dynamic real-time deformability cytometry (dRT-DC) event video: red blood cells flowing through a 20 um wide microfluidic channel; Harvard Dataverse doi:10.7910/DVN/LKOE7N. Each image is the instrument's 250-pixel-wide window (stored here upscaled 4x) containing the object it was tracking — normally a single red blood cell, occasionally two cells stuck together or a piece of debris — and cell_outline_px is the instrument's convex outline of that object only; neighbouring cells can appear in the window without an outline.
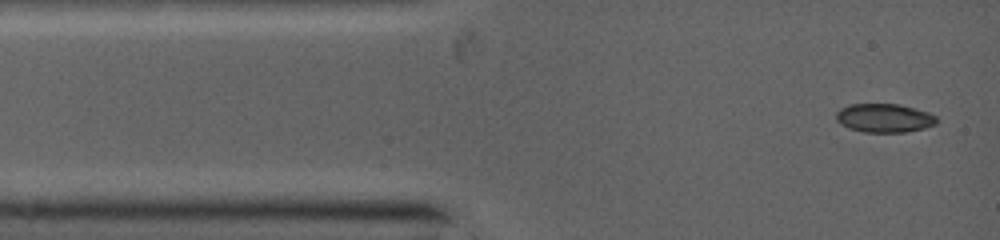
{"species": "common noctule bat (a hibernating species)", "species_latin": "Nyctalus noctula", "temperature_condition": "warm", "stored_images_in_passage": 11, "camera_frame_rate_fps": 5000, "um_per_image_px": 0.085, "animal": {"sex": "female", "body_mass_g": 19.0, "forearm_length_mm": 53.3}, "frame": {"image": 1, "passage_image": 1, "time_ms": 0.0, "image_size_px": [1000, 240], "cell_outline_px": [[936, 124], [924, 128], [904, 132], [864, 132], [852, 128], [836, 120], [836, 112], [840, 108], [848, 104], [900, 104], [928, 112], [936, 116]], "centroid_in_image_um": [75.17, 10.02], "position_along_channel_um": 9.8, "area_um2": 16.65}}
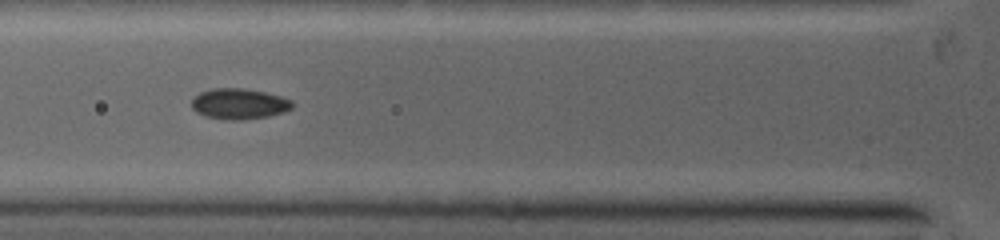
{"frame": {"image": 2, "passage_image": 7, "time_ms": 3.2, "image_size_px": [1000, 240], "cell_outline_px": [[292, 108], [284, 112], [268, 116], [208, 116], [196, 112], [192, 108], [192, 100], [200, 92], [216, 88], [240, 88], [264, 92], [280, 96], [292, 100]], "centroid_in_image_um": [20.35, 8.75], "position_along_channel_um": 105.5, "area_um2": 16.7}}
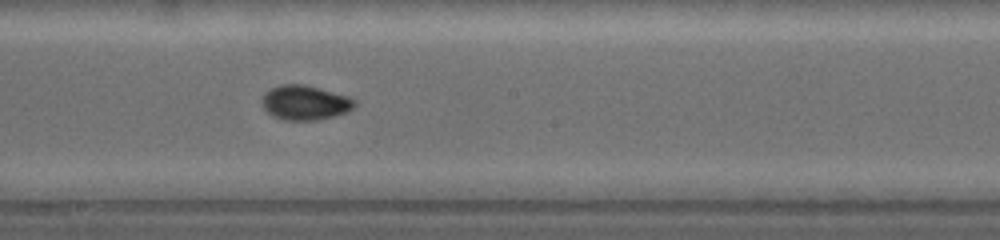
{"frame": {"image": 3, "passage_image": 11, "time_ms": 5.8, "image_size_px": [1000, 240], "cell_outline_px": [[356, 104], [352, 108], [344, 112], [332, 116], [312, 120], [292, 120], [276, 116], [268, 112], [264, 108], [264, 96], [272, 88], [284, 84], [300, 84], [316, 88], [344, 96], [352, 100]], "centroid_in_image_um": [25.91, 8.73], "position_along_channel_um": 222.3, "area_um2": 17.46}}